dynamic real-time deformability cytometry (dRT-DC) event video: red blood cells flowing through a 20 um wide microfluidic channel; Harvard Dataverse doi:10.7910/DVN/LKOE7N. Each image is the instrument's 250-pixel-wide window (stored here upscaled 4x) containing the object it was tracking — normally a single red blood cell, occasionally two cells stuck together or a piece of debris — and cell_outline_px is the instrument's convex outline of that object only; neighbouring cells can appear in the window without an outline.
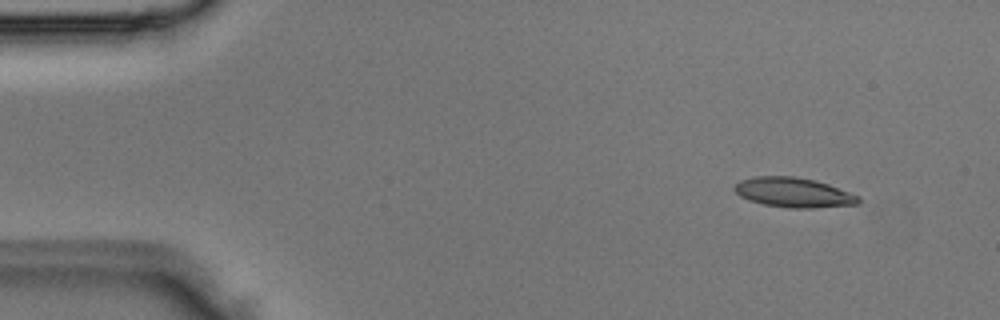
{"species": "Egyptian fruit bat (a non-hibernating species)", "species_latin": "Rousettus aegyptiacus", "temperature_condition": "room temperature", "stored_images_in_passage": 5, "camera_frame_rate_fps": 3000, "um_per_image_px": 0.085, "animal": {"sex": "male"}, "frame": {"image": 1, "passage_image": 2, "time_ms": 0.333, "image_size_px": [1000, 320], "cell_outline_px": [[860, 200], [856, 204], [812, 208], [788, 208], [764, 204], [748, 200], [740, 196], [732, 188], [740, 180], [752, 176], [792, 176], [816, 180], [828, 184], [860, 196]], "centroid_in_image_um": [67.42, 16.35], "position_along_channel_um": 17.6, "area_um2": 21.5}}
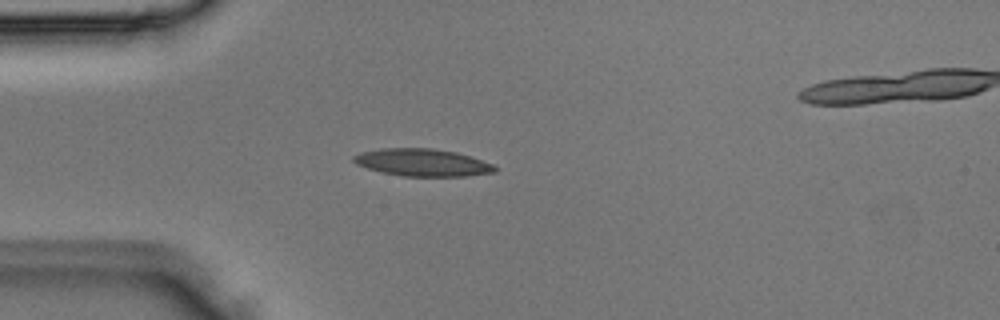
{"frame": {"image": 2, "passage_image": 4, "time_ms": 1.0, "image_size_px": [1000, 320], "cell_outline_px": [[496, 172], [468, 176], [404, 176], [384, 172], [368, 168], [356, 164], [352, 160], [352, 156], [360, 152], [380, 148], [432, 148], [456, 152], [496, 164]], "centroid_in_image_um": [35.93, 13.8], "position_along_channel_um": 49.1, "area_um2": 22.6}}